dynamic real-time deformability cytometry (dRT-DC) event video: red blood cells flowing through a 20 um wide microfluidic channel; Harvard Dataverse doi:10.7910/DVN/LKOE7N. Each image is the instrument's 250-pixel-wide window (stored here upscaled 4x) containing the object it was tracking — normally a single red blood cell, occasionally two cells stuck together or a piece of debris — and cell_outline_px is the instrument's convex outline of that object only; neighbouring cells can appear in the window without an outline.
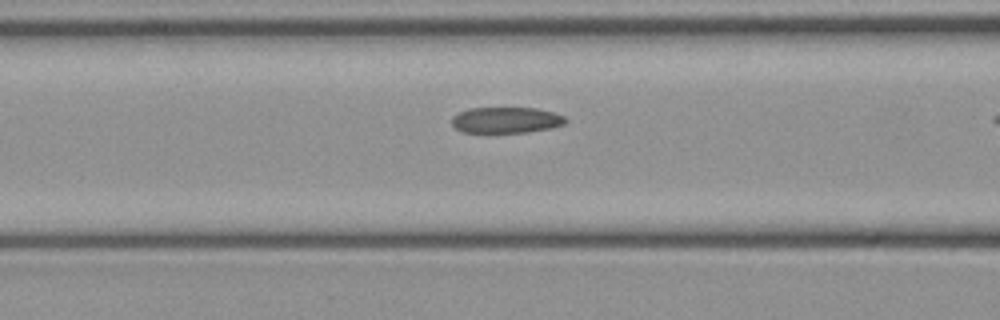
{"species": "common noctule bat (a hibernating species)", "species_latin": "Nyctalus noctula", "temperature_condition": "cold", "stored_images_in_passage": 16, "camera_frame_rate_fps": 3000, "um_per_image_px": 0.085, "animal": {"sex": "female", "body_mass_g": 21.9}, "frame": {"image": 1, "passage_image": 14, "time_ms": 4.333, "image_size_px": [1000, 320], "cell_outline_px": [[568, 120], [564, 124], [552, 128], [528, 132], [460, 132], [452, 124], [452, 116], [468, 108], [536, 108], [552, 112], [564, 116]], "centroid_in_image_um": [43.02, 10.2], "position_along_channel_um": 123.6, "area_um2": 17.22}}